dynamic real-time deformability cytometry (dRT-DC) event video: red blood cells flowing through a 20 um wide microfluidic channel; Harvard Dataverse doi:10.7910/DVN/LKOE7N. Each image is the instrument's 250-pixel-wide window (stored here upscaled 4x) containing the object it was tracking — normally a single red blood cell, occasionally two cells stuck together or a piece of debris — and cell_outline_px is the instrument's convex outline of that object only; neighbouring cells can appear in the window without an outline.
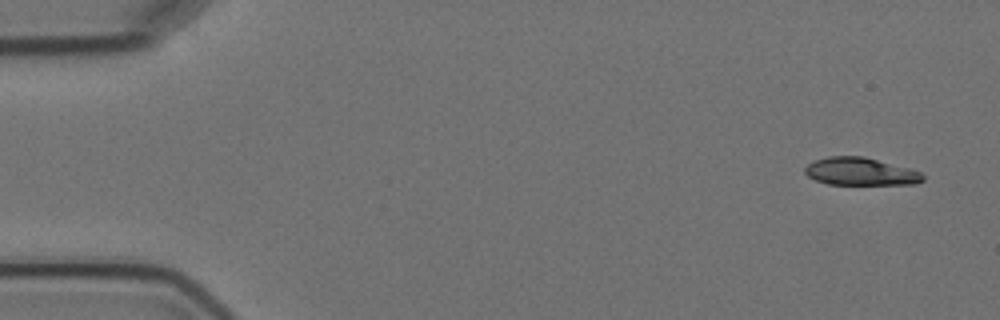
{"species": "Egyptian fruit bat (a non-hibernating species)", "species_latin": "Rousettus aegyptiacus", "temperature_condition": "cold", "stored_images_in_passage": 5, "camera_frame_rate_fps": 3000, "um_per_image_px": 0.085, "animal": {"sex": "female"}, "frame": {"image": 1, "passage_image": 1, "time_ms": 0.0, "image_size_px": [1000, 320], "cell_outline_px": [[924, 180], [916, 184], [828, 184], [816, 180], [808, 176], [804, 172], [804, 168], [808, 164], [816, 160], [828, 156], [864, 156], [908, 168], [920, 172], [924, 176]], "centroid_in_image_um": [73.13, 14.58], "position_along_channel_um": 11.9, "area_um2": 18.9}}
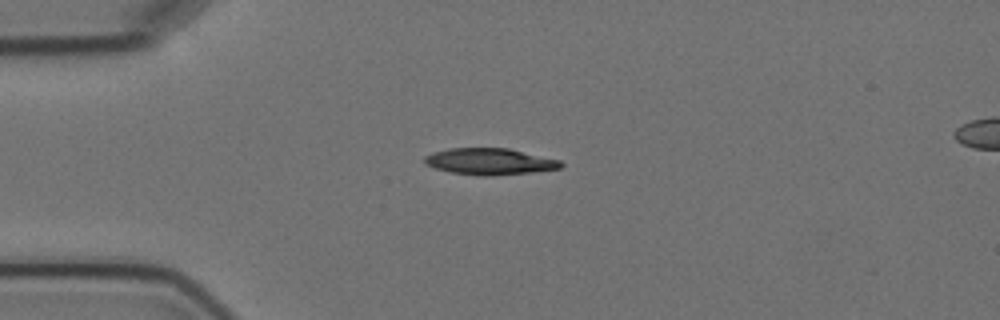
{"frame": {"image": 2, "passage_image": 4, "time_ms": 3.667, "image_size_px": [1000, 320], "cell_outline_px": [[564, 164], [560, 168], [528, 172], [484, 176], [480, 176], [452, 172], [436, 168], [424, 164], [424, 156], [432, 152], [448, 148], [508, 148], [560, 160]], "centroid_in_image_um": [41.58, 13.71], "position_along_channel_um": 43.4, "area_um2": 20.81}}